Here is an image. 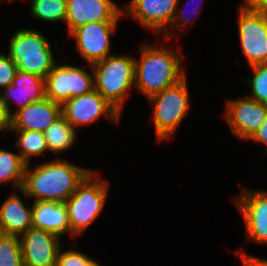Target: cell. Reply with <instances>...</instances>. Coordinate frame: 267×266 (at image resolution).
I'll return each mask as SVG.
<instances>
[{
    "label": "cell",
    "instance_id": "25",
    "mask_svg": "<svg viewBox=\"0 0 267 266\" xmlns=\"http://www.w3.org/2000/svg\"><path fill=\"white\" fill-rule=\"evenodd\" d=\"M252 70V78L247 81L252 93L246 96L267 105V63L249 66Z\"/></svg>",
    "mask_w": 267,
    "mask_h": 266
},
{
    "label": "cell",
    "instance_id": "1",
    "mask_svg": "<svg viewBox=\"0 0 267 266\" xmlns=\"http://www.w3.org/2000/svg\"><path fill=\"white\" fill-rule=\"evenodd\" d=\"M27 164L20 191L33 201L65 202L77 186L92 171L77 166L67 159L40 163L34 168Z\"/></svg>",
    "mask_w": 267,
    "mask_h": 266
},
{
    "label": "cell",
    "instance_id": "6",
    "mask_svg": "<svg viewBox=\"0 0 267 266\" xmlns=\"http://www.w3.org/2000/svg\"><path fill=\"white\" fill-rule=\"evenodd\" d=\"M185 76L178 83L150 96L154 129L159 142L169 140L190 111V93Z\"/></svg>",
    "mask_w": 267,
    "mask_h": 266
},
{
    "label": "cell",
    "instance_id": "10",
    "mask_svg": "<svg viewBox=\"0 0 267 266\" xmlns=\"http://www.w3.org/2000/svg\"><path fill=\"white\" fill-rule=\"evenodd\" d=\"M238 10L239 40L248 66L267 63V13Z\"/></svg>",
    "mask_w": 267,
    "mask_h": 266
},
{
    "label": "cell",
    "instance_id": "20",
    "mask_svg": "<svg viewBox=\"0 0 267 266\" xmlns=\"http://www.w3.org/2000/svg\"><path fill=\"white\" fill-rule=\"evenodd\" d=\"M78 132L61 115L45 131L48 152L56 155L71 149L77 141Z\"/></svg>",
    "mask_w": 267,
    "mask_h": 266
},
{
    "label": "cell",
    "instance_id": "17",
    "mask_svg": "<svg viewBox=\"0 0 267 266\" xmlns=\"http://www.w3.org/2000/svg\"><path fill=\"white\" fill-rule=\"evenodd\" d=\"M61 105L44 98L32 102L11 116V130H36L44 132L61 116Z\"/></svg>",
    "mask_w": 267,
    "mask_h": 266
},
{
    "label": "cell",
    "instance_id": "23",
    "mask_svg": "<svg viewBox=\"0 0 267 266\" xmlns=\"http://www.w3.org/2000/svg\"><path fill=\"white\" fill-rule=\"evenodd\" d=\"M30 13L43 22H65L67 0H31Z\"/></svg>",
    "mask_w": 267,
    "mask_h": 266
},
{
    "label": "cell",
    "instance_id": "19",
    "mask_svg": "<svg viewBox=\"0 0 267 266\" xmlns=\"http://www.w3.org/2000/svg\"><path fill=\"white\" fill-rule=\"evenodd\" d=\"M15 191L0 205V228L3 234L20 237L32 227V205L26 207Z\"/></svg>",
    "mask_w": 267,
    "mask_h": 266
},
{
    "label": "cell",
    "instance_id": "8",
    "mask_svg": "<svg viewBox=\"0 0 267 266\" xmlns=\"http://www.w3.org/2000/svg\"><path fill=\"white\" fill-rule=\"evenodd\" d=\"M61 114L76 130L107 117L119 124L122 114L95 89L84 95L70 98L61 105Z\"/></svg>",
    "mask_w": 267,
    "mask_h": 266
},
{
    "label": "cell",
    "instance_id": "31",
    "mask_svg": "<svg viewBox=\"0 0 267 266\" xmlns=\"http://www.w3.org/2000/svg\"><path fill=\"white\" fill-rule=\"evenodd\" d=\"M11 131V116L0 99V133Z\"/></svg>",
    "mask_w": 267,
    "mask_h": 266
},
{
    "label": "cell",
    "instance_id": "16",
    "mask_svg": "<svg viewBox=\"0 0 267 266\" xmlns=\"http://www.w3.org/2000/svg\"><path fill=\"white\" fill-rule=\"evenodd\" d=\"M45 98V80L37 75L17 70L11 85L0 92V99L4 103L10 116L25 108L32 102H40ZM17 104L13 110L12 103Z\"/></svg>",
    "mask_w": 267,
    "mask_h": 266
},
{
    "label": "cell",
    "instance_id": "26",
    "mask_svg": "<svg viewBox=\"0 0 267 266\" xmlns=\"http://www.w3.org/2000/svg\"><path fill=\"white\" fill-rule=\"evenodd\" d=\"M187 1H189V0H187ZM196 1H198V0H190V2L191 3H195ZM198 4H196V6H194L195 8H196V10L198 9V8H200L199 7V5H201L200 3H202L201 1H200V3L199 2H197ZM180 3L178 2V7H177V9H176V12H175V15H174V18H173V20H172V23H171V25H170V27H169V29L163 34L164 35V38H165V42H167V41H169L170 39H172V38H170V36H175V34H177V36H178V34H179V32L181 33V29H185L186 28V26L191 22V24H193L194 22H193V20L195 19V18H197L198 16V14H200V12L199 11H195L194 13L192 12L191 14H193V15H195L194 17H193V15L192 16H190V12H185V10H186V8H183V7H181L180 5H179ZM187 4L188 3H186V6H187ZM180 8H183V9H180ZM185 9V10H184ZM189 10V9H188ZM188 14V15H187ZM193 19H192V18ZM185 27V28H184ZM174 30L175 32L172 34V33H170V32H172V31H170V30Z\"/></svg>",
    "mask_w": 267,
    "mask_h": 266
},
{
    "label": "cell",
    "instance_id": "2",
    "mask_svg": "<svg viewBox=\"0 0 267 266\" xmlns=\"http://www.w3.org/2000/svg\"><path fill=\"white\" fill-rule=\"evenodd\" d=\"M139 58L135 59L134 89L147 99L178 83L185 76L182 57L164 45L141 43Z\"/></svg>",
    "mask_w": 267,
    "mask_h": 266
},
{
    "label": "cell",
    "instance_id": "15",
    "mask_svg": "<svg viewBox=\"0 0 267 266\" xmlns=\"http://www.w3.org/2000/svg\"><path fill=\"white\" fill-rule=\"evenodd\" d=\"M123 7L113 0H67L65 23L68 34L88 23L102 21H121Z\"/></svg>",
    "mask_w": 267,
    "mask_h": 266
},
{
    "label": "cell",
    "instance_id": "21",
    "mask_svg": "<svg viewBox=\"0 0 267 266\" xmlns=\"http://www.w3.org/2000/svg\"><path fill=\"white\" fill-rule=\"evenodd\" d=\"M15 131L18 139L16 149L22 160L29 164L30 158L41 157L48 151L44 132L36 130H11Z\"/></svg>",
    "mask_w": 267,
    "mask_h": 266
},
{
    "label": "cell",
    "instance_id": "14",
    "mask_svg": "<svg viewBox=\"0 0 267 266\" xmlns=\"http://www.w3.org/2000/svg\"><path fill=\"white\" fill-rule=\"evenodd\" d=\"M24 266H56L61 237L43 229H28L20 237Z\"/></svg>",
    "mask_w": 267,
    "mask_h": 266
},
{
    "label": "cell",
    "instance_id": "7",
    "mask_svg": "<svg viewBox=\"0 0 267 266\" xmlns=\"http://www.w3.org/2000/svg\"><path fill=\"white\" fill-rule=\"evenodd\" d=\"M84 68L57 61L45 77V98L62 105L73 97H78L94 90V74Z\"/></svg>",
    "mask_w": 267,
    "mask_h": 266
},
{
    "label": "cell",
    "instance_id": "11",
    "mask_svg": "<svg viewBox=\"0 0 267 266\" xmlns=\"http://www.w3.org/2000/svg\"><path fill=\"white\" fill-rule=\"evenodd\" d=\"M224 120L237 138L249 140L267 118V105L252 98L228 99Z\"/></svg>",
    "mask_w": 267,
    "mask_h": 266
},
{
    "label": "cell",
    "instance_id": "24",
    "mask_svg": "<svg viewBox=\"0 0 267 266\" xmlns=\"http://www.w3.org/2000/svg\"><path fill=\"white\" fill-rule=\"evenodd\" d=\"M0 266H24L18 236L3 233L0 236Z\"/></svg>",
    "mask_w": 267,
    "mask_h": 266
},
{
    "label": "cell",
    "instance_id": "12",
    "mask_svg": "<svg viewBox=\"0 0 267 266\" xmlns=\"http://www.w3.org/2000/svg\"><path fill=\"white\" fill-rule=\"evenodd\" d=\"M233 197L245 222L247 241L267 245V191L241 189Z\"/></svg>",
    "mask_w": 267,
    "mask_h": 266
},
{
    "label": "cell",
    "instance_id": "32",
    "mask_svg": "<svg viewBox=\"0 0 267 266\" xmlns=\"http://www.w3.org/2000/svg\"><path fill=\"white\" fill-rule=\"evenodd\" d=\"M88 266H101L96 260H93Z\"/></svg>",
    "mask_w": 267,
    "mask_h": 266
},
{
    "label": "cell",
    "instance_id": "4",
    "mask_svg": "<svg viewBox=\"0 0 267 266\" xmlns=\"http://www.w3.org/2000/svg\"><path fill=\"white\" fill-rule=\"evenodd\" d=\"M108 184L109 181L92 170L64 202L69 216L70 238L75 239L98 219L108 198Z\"/></svg>",
    "mask_w": 267,
    "mask_h": 266
},
{
    "label": "cell",
    "instance_id": "28",
    "mask_svg": "<svg viewBox=\"0 0 267 266\" xmlns=\"http://www.w3.org/2000/svg\"><path fill=\"white\" fill-rule=\"evenodd\" d=\"M16 63L9 54L0 53V92L12 84L17 73Z\"/></svg>",
    "mask_w": 267,
    "mask_h": 266
},
{
    "label": "cell",
    "instance_id": "18",
    "mask_svg": "<svg viewBox=\"0 0 267 266\" xmlns=\"http://www.w3.org/2000/svg\"><path fill=\"white\" fill-rule=\"evenodd\" d=\"M32 227L63 237L70 235V223L64 202L36 201L32 203Z\"/></svg>",
    "mask_w": 267,
    "mask_h": 266
},
{
    "label": "cell",
    "instance_id": "30",
    "mask_svg": "<svg viewBox=\"0 0 267 266\" xmlns=\"http://www.w3.org/2000/svg\"><path fill=\"white\" fill-rule=\"evenodd\" d=\"M249 141L262 144V146L264 145L266 149L264 150L265 152L263 153L267 154V118L265 122L258 128V130L252 135Z\"/></svg>",
    "mask_w": 267,
    "mask_h": 266
},
{
    "label": "cell",
    "instance_id": "5",
    "mask_svg": "<svg viewBox=\"0 0 267 266\" xmlns=\"http://www.w3.org/2000/svg\"><path fill=\"white\" fill-rule=\"evenodd\" d=\"M48 38L38 30L18 29L9 40L8 54L17 69L44 78L57 60Z\"/></svg>",
    "mask_w": 267,
    "mask_h": 266
},
{
    "label": "cell",
    "instance_id": "9",
    "mask_svg": "<svg viewBox=\"0 0 267 266\" xmlns=\"http://www.w3.org/2000/svg\"><path fill=\"white\" fill-rule=\"evenodd\" d=\"M119 21L88 23L74 29L69 37L74 38L77 53L89 67L111 54V37Z\"/></svg>",
    "mask_w": 267,
    "mask_h": 266
},
{
    "label": "cell",
    "instance_id": "27",
    "mask_svg": "<svg viewBox=\"0 0 267 266\" xmlns=\"http://www.w3.org/2000/svg\"><path fill=\"white\" fill-rule=\"evenodd\" d=\"M93 261L85 253L76 250H59L56 266H88Z\"/></svg>",
    "mask_w": 267,
    "mask_h": 266
},
{
    "label": "cell",
    "instance_id": "3",
    "mask_svg": "<svg viewBox=\"0 0 267 266\" xmlns=\"http://www.w3.org/2000/svg\"><path fill=\"white\" fill-rule=\"evenodd\" d=\"M135 57L112 54L92 64L94 89L121 114L135 82Z\"/></svg>",
    "mask_w": 267,
    "mask_h": 266
},
{
    "label": "cell",
    "instance_id": "22",
    "mask_svg": "<svg viewBox=\"0 0 267 266\" xmlns=\"http://www.w3.org/2000/svg\"><path fill=\"white\" fill-rule=\"evenodd\" d=\"M26 165L19 153L0 148V184L12 182L15 190L21 189Z\"/></svg>",
    "mask_w": 267,
    "mask_h": 266
},
{
    "label": "cell",
    "instance_id": "29",
    "mask_svg": "<svg viewBox=\"0 0 267 266\" xmlns=\"http://www.w3.org/2000/svg\"><path fill=\"white\" fill-rule=\"evenodd\" d=\"M239 9L247 12L267 13V0H243Z\"/></svg>",
    "mask_w": 267,
    "mask_h": 266
},
{
    "label": "cell",
    "instance_id": "13",
    "mask_svg": "<svg viewBox=\"0 0 267 266\" xmlns=\"http://www.w3.org/2000/svg\"><path fill=\"white\" fill-rule=\"evenodd\" d=\"M181 0H129L123 8V16H130L148 31L164 34L174 18Z\"/></svg>",
    "mask_w": 267,
    "mask_h": 266
}]
</instances>
